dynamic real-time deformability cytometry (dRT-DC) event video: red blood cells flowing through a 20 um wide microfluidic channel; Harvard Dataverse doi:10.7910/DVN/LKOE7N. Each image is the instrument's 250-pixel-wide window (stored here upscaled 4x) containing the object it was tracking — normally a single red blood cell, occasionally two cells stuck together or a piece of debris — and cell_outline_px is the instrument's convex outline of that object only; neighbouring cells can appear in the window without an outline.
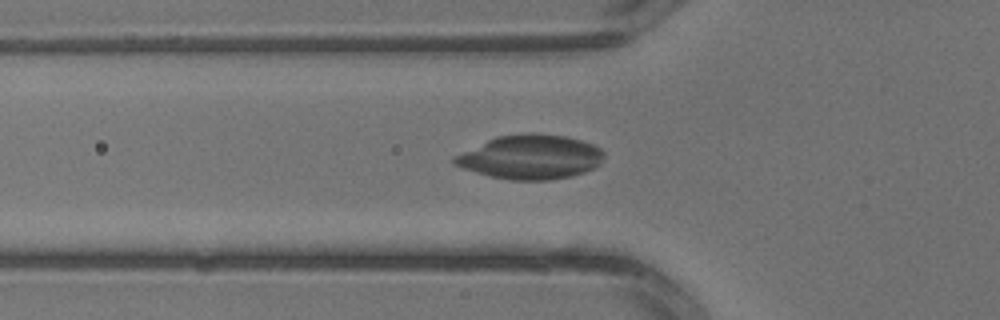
{"species": "common noctule bat (a hibernating species)", "species_latin": "Nyctalus noctula", "temperature_condition": "warm", "stored_images_in_passage": 4, "camera_frame_rate_fps": 3000, "um_per_image_px": 0.085, "animal": {"sex": "male", "body_mass_g": 13.3}, "frame": {"image": 1, "passage_image": 4, "time_ms": 1.0, "image_size_px": [1000, 320], "cell_outline_px": [[604, 156], [600, 164], [584, 172], [572, 176], [548, 180], [508, 180], [476, 172], [452, 164], [452, 156], [496, 136], [532, 132], [568, 136], [592, 144], [600, 148], [604, 152]], "centroid_in_image_um": [45.09, 13.34], "position_along_channel_um": 80.7, "area_um2": 38.67}}